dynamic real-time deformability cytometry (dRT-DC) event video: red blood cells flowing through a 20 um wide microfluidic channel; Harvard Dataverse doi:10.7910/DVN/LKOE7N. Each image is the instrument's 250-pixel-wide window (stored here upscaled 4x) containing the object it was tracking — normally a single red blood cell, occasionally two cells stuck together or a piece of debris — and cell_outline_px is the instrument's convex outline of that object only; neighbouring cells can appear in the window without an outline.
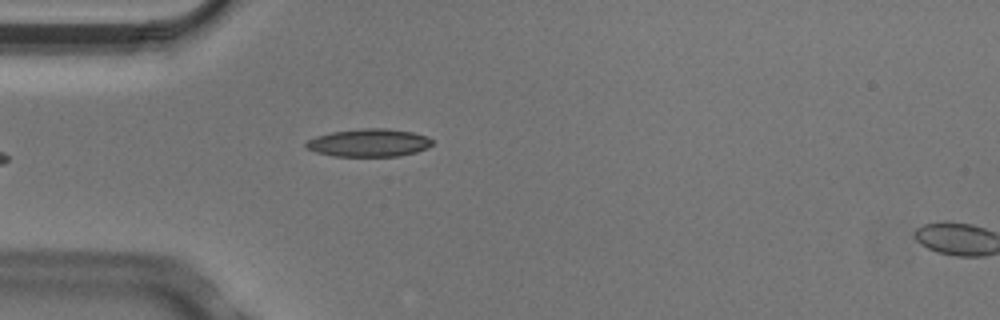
{"species": "Egyptian fruit bat (a non-hibernating species)", "species_latin": "Rousettus aegyptiacus", "temperature_condition": "cold", "stored_images_in_passage": 5, "camera_frame_rate_fps": 3000, "um_per_image_px": 0.085, "animal": {"sex": "male"}, "frame": {"image": 1, "passage_image": 4, "time_ms": 1.0, "image_size_px": [1000, 320], "cell_outline_px": [[432, 144], [428, 148], [416, 152], [400, 156], [332, 156], [316, 152], [304, 148], [304, 144], [308, 140], [316, 136], [332, 132], [360, 128], [388, 128], [412, 132], [428, 136], [432, 140]], "centroid_in_image_um": [31.35, 12.13], "position_along_channel_um": 53.6, "area_um2": 20.69}}